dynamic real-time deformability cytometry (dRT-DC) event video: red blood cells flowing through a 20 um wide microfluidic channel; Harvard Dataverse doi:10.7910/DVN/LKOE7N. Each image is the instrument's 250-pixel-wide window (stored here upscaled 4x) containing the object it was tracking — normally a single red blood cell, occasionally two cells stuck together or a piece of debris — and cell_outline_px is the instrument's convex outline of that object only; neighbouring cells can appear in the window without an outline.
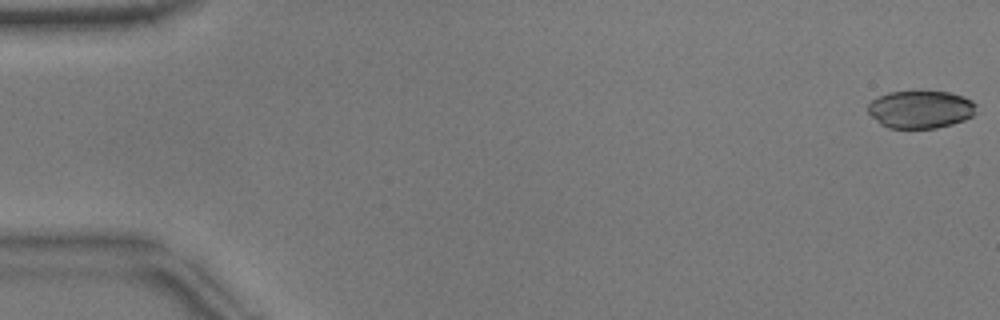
{"species": "common noctule bat (a hibernating species)", "species_latin": "Nyctalus noctula", "temperature_condition": "warm", "stored_images_in_passage": 40, "camera_frame_rate_fps": 3000, "um_per_image_px": 0.085, "animal": {"sex": "male", "body_mass_g": 17.9}, "frame": {"image": 1, "passage_image": 1, "time_ms": 0.0, "image_size_px": [1000, 320], "cell_outline_px": [[976, 112], [972, 116], [964, 120], [952, 124], [936, 128], [888, 128], [880, 124], [868, 112], [868, 104], [872, 100], [888, 92], [948, 92], [964, 96], [972, 100], [976, 104]], "centroid_in_image_um": [78.27, 9.3], "position_along_channel_um": 6.7, "area_um2": 23.76}}
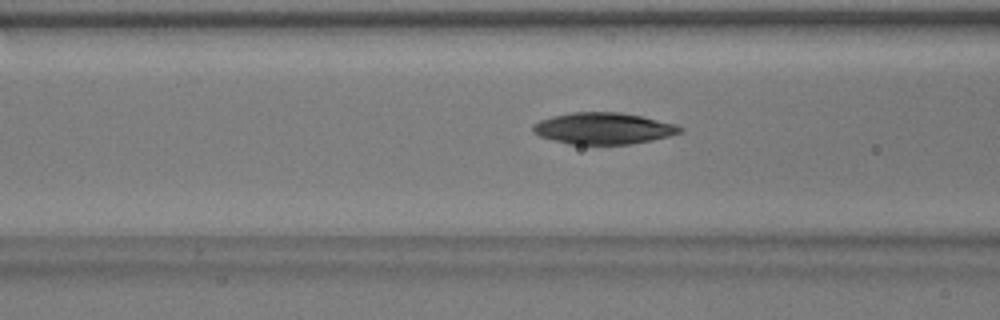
{"frame": {"image": 2, "passage_image": 21, "time_ms": 6.667, "image_size_px": [1000, 320], "cell_outline_px": [[684, 132], [652, 140], [628, 144], [568, 144], [540, 136], [532, 132], [532, 124], [540, 120], [552, 116], [572, 112], [620, 112], [644, 116], [676, 124], [684, 128]], "centroid_in_image_um": [51.31, 10.9], "position_along_channel_um": 115.3, "area_um2": 27.17}}
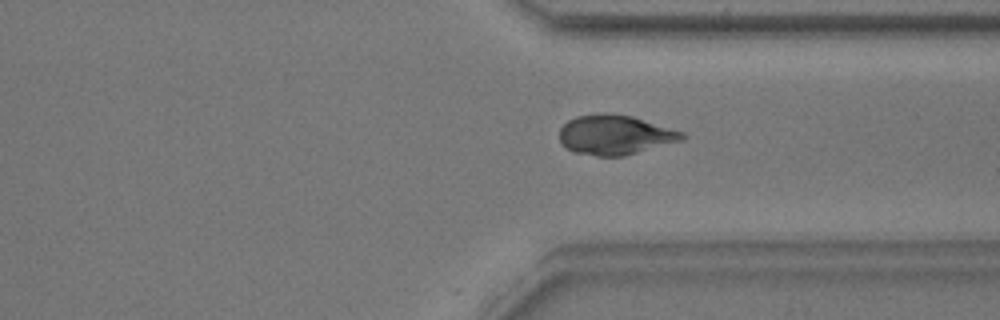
{"frame": {"image": 3, "passage_image": 40, "time_ms": 13.0, "image_size_px": [1000, 320], "cell_outline_px": [[688, 136], [684, 140], [624, 156], [596, 156], [572, 152], [564, 148], [560, 144], [560, 128], [568, 120], [576, 116], [604, 112], [632, 116], [684, 132]], "centroid_in_image_um": [52.27, 11.47], "position_along_channel_um": 359.1, "area_um2": 28.73}}